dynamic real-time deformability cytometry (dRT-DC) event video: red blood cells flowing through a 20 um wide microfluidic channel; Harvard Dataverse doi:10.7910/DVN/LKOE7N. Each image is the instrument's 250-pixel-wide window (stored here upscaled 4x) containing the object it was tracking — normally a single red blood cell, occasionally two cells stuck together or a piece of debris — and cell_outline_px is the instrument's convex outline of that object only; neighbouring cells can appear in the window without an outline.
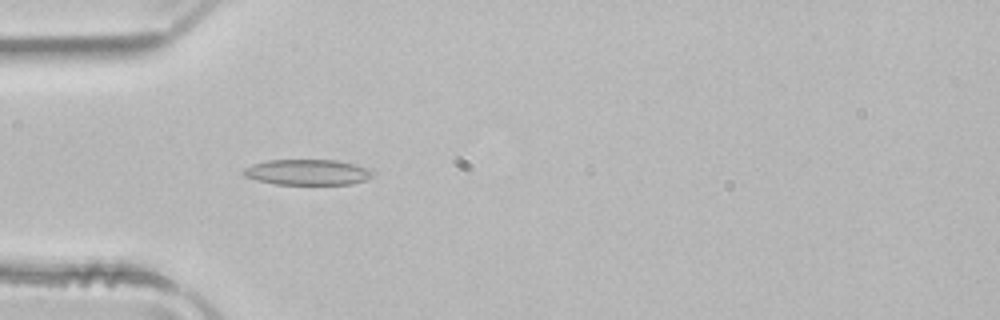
{"species": "common noctule bat (a hibernating species)", "species_latin": "Nyctalus noctula", "temperature_condition": "room temperature", "stored_images_in_passage": 42, "camera_frame_rate_fps": 3000, "um_per_image_px": 0.085, "animal": {"sex": "male", "body_mass_g": 21.5, "forearm_length_mm": 52.0}, "frame": {"image": 1, "passage_image": 12, "time_ms": 3.667, "image_size_px": [1000, 320], "cell_outline_px": [[376, 172], [368, 180], [352, 184], [276, 184], [256, 180], [244, 176], [240, 172], [244, 168], [252, 164], [264, 160], [336, 160], [356, 164], [368, 168]], "centroid_in_image_um": [26.14, 14.63], "position_along_channel_um": 58.9, "area_um2": 19.59}}
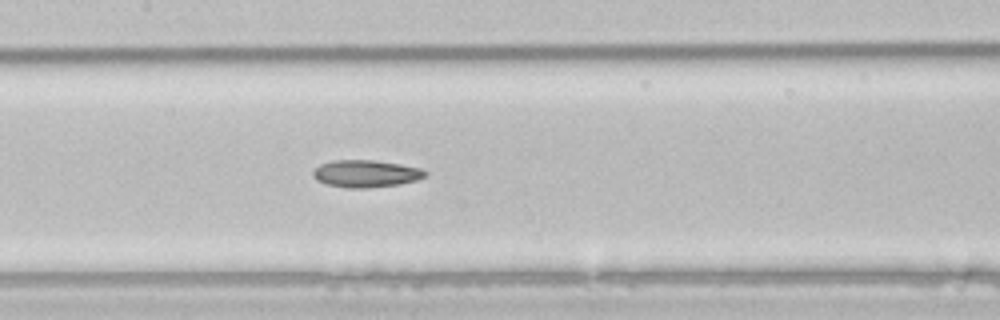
{"frame": {"image": 2, "passage_image": 21, "time_ms": 6.667, "image_size_px": [1000, 320], "cell_outline_px": [[428, 172], [424, 176], [416, 180], [400, 184], [368, 188], [348, 188], [328, 184], [316, 180], [312, 176], [312, 172], [320, 164], [332, 160], [376, 160], [400, 164], [420, 168]], "centroid_in_image_um": [31.08, 14.75], "position_along_channel_um": 176.3, "area_um2": 17.8}}
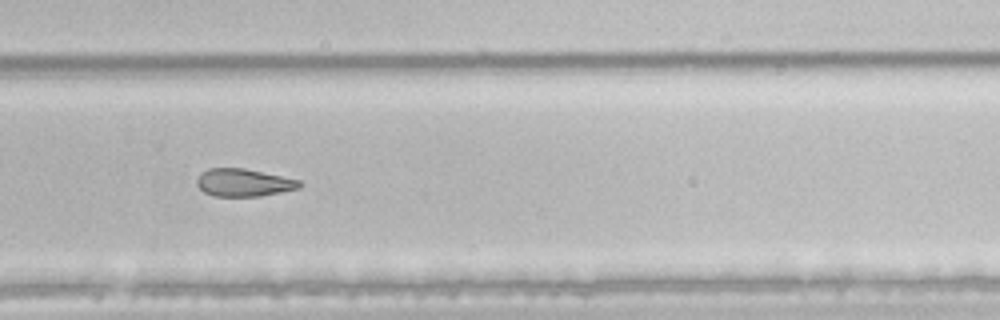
{"frame": {"image": 3, "passage_image": 31, "time_ms": 10.0, "image_size_px": [1000, 320], "cell_outline_px": [[304, 184], [300, 188], [260, 196], [216, 196], [204, 192], [196, 184], [196, 180], [200, 172], [208, 168], [244, 168], [300, 180]], "centroid_in_image_um": [20.71, 15.51], "position_along_channel_um": 309.1, "area_um2": 16.59}, "authors_computed_cell_mechanics": {"area_um2": 18.6116, "velocity_mm_per_s": 4.0053, "shape_relaxation_time_tau1_ms": 7.3441, "shape_relaxation_time_tau2_ms": null, "deformation_change_tau1": 0.1393, "deformation_change_tau2": null}}